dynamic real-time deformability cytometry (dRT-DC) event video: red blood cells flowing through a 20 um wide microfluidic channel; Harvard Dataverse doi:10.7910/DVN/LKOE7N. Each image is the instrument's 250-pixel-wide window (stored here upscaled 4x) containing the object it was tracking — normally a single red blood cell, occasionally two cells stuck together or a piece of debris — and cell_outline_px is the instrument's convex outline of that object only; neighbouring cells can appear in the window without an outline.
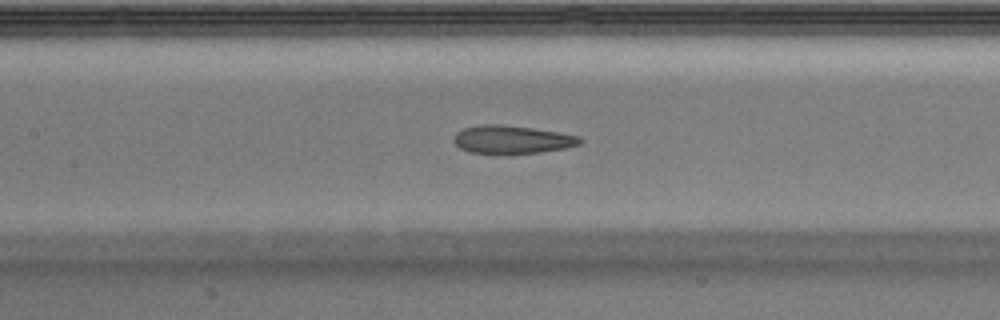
{"species": "Egyptian fruit bat (a non-hibernating species)", "species_latin": "Rousettus aegyptiacus", "temperature_condition": "warm", "stored_images_in_passage": 41, "camera_frame_rate_fps": 3000, "um_per_image_px": 0.085, "animal": {"sex": "male"}, "frame": {"image": 1, "passage_image": 18, "time_ms": 5.667, "image_size_px": [1000, 320], "cell_outline_px": [[584, 140], [580, 144], [564, 148], [540, 152], [468, 152], [460, 148], [452, 140], [456, 132], [464, 128], [480, 124], [500, 124], [532, 128], [560, 132], [580, 136]], "centroid_in_image_um": [43.53, 11.83], "position_along_channel_um": 163.9, "area_um2": 20.35}}
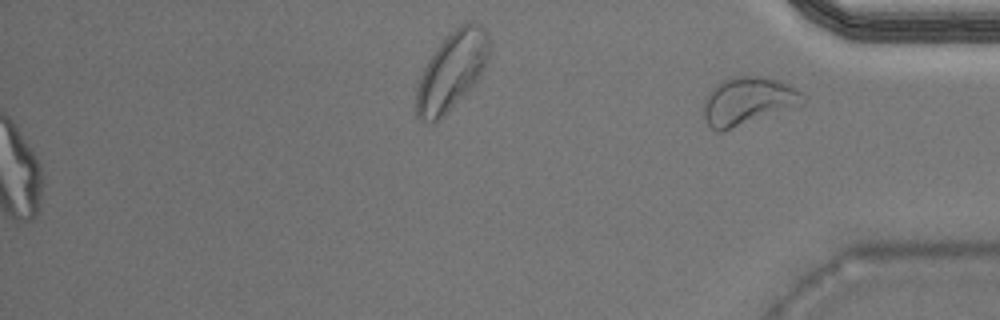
{"frame": {"image": 2, "passage_image": 41, "time_ms": 13.333, "image_size_px": [1000, 320], "cell_outline_px": [[804, 100], [800, 104], [720, 132], [716, 132], [708, 124], [704, 116], [704, 100], [708, 92], [720, 80], [732, 76], [760, 76], [788, 84], [796, 88], [804, 96]], "centroid_in_image_um": [63.5, 8.56], "position_along_channel_um": 371.7, "area_um2": 26.99}}